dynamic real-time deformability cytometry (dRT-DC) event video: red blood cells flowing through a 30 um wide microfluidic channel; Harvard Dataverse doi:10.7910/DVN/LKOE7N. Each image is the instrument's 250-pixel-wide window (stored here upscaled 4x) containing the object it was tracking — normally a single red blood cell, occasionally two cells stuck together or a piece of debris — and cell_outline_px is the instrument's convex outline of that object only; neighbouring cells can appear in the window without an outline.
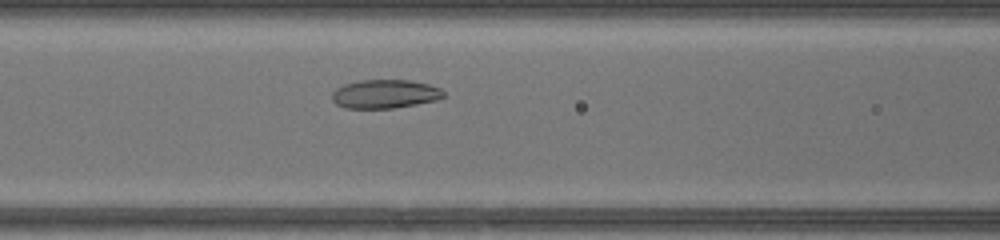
{"species": "common noctule bat (a hibernating species)", "species_latin": "Nyctalus noctula", "temperature_condition": "warm", "stored_images_in_passage": 37, "camera_frame_rate_fps": 3000, "um_per_image_px": 0.085, "animal": {"sex": "female", "body_mass_g": 17.0, "forearm_length_mm": 48.0}, "frame": {"image": 1, "passage_image": 10, "time_ms": 3.0, "image_size_px": [1000, 240], "cell_outline_px": [[444, 96], [436, 100], [416, 104], [392, 108], [344, 108], [336, 104], [332, 100], [332, 92], [336, 88], [344, 84], [360, 80], [408, 80], [428, 84], [440, 88], [444, 92]], "centroid_in_image_um": [32.69, 7.98], "position_along_channel_um": 133.9, "area_um2": 18.61}}
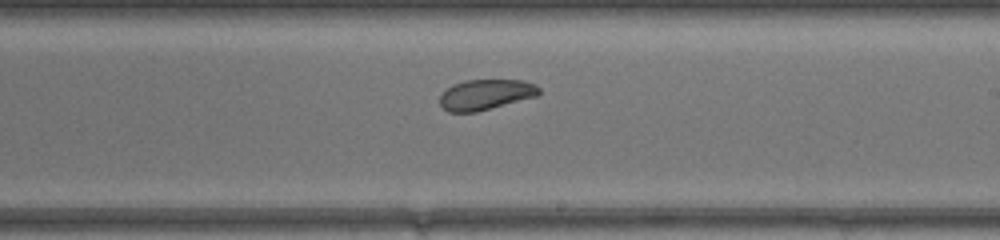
{"frame": {"image": 2, "passage_image": 18, "time_ms": 5.667, "image_size_px": [1000, 240], "cell_outline_px": [[540, 92], [536, 96], [476, 112], [448, 112], [440, 104], [440, 96], [452, 84], [464, 80], [524, 80], [536, 84], [540, 88]], "centroid_in_image_um": [41.29, 8.03], "position_along_channel_um": 247.7, "area_um2": 17.51}}
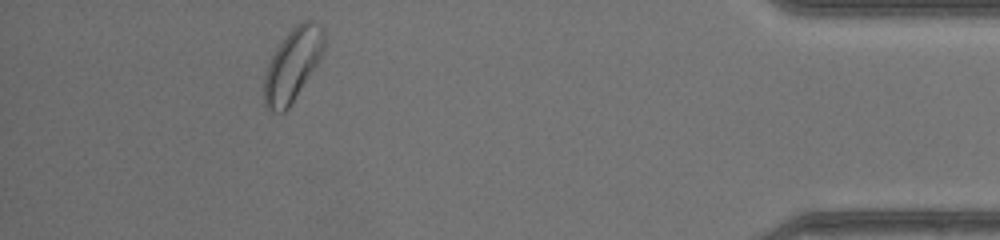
{"frame": {"image": 3, "passage_image": 33, "time_ms": 10.667, "image_size_px": [1000, 240], "cell_outline_px": [[324, 52], [320, 60], [288, 108], [284, 112], [272, 112], [264, 104], [264, 72], [276, 48], [288, 32], [296, 24], [304, 20], [312, 20], [324, 28]], "centroid_in_image_um": [24.88, 5.48], "position_along_channel_um": 410.3, "area_um2": 25.37}, "authors_computed_cell_mechanics": {"area_um2": 19.8832, "velocity_mm_per_s": 4.2895, "shape_relaxation_time_tau1_ms": 8.4826, "shape_relaxation_time_tau2_ms": 2.2579, "deformation_change_tau1": 0.1201, "deformation_change_tau2": 0.0744}}